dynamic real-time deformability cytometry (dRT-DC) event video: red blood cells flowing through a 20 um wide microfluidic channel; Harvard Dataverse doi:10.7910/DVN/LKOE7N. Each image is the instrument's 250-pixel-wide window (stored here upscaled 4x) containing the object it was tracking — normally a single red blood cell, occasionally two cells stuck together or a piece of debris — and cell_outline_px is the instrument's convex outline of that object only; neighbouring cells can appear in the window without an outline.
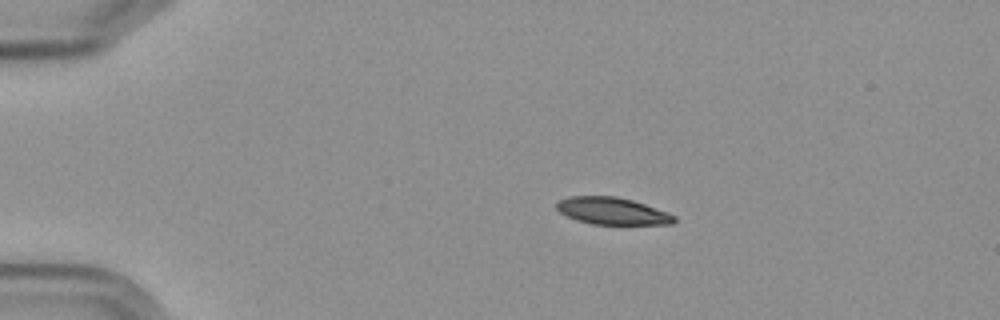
{"species": "Egyptian fruit bat (a non-hibernating species)", "species_latin": "Rousettus aegyptiacus", "temperature_condition": "cold", "stored_images_in_passage": 4, "camera_frame_rate_fps": 3000, "um_per_image_px": 0.085, "frame": {"image": 1, "passage_image": 3, "time_ms": 2.333, "image_size_px": [1000, 320], "cell_outline_px": [[676, 220], [672, 224], [592, 224], [576, 220], [560, 212], [556, 208], [556, 204], [560, 200], [568, 196], [616, 196], [632, 200], [668, 212], [676, 216]], "centroid_in_image_um": [52.04, 17.93], "position_along_channel_um": 33.0, "area_um2": 18.5}}